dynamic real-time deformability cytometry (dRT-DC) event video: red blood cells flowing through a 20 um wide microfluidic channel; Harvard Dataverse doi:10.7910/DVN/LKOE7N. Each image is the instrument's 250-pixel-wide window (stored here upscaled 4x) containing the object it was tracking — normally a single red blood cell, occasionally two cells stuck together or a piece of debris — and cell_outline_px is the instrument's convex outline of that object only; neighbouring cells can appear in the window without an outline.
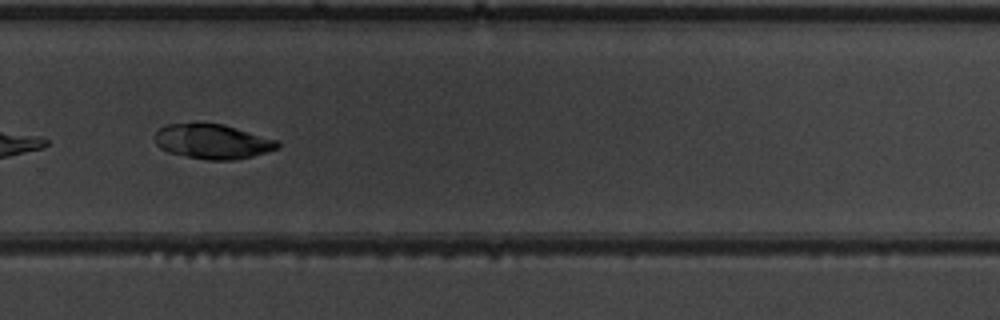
{"species": "common noctule bat (a hibernating species)", "species_latin": "Nyctalus noctula", "temperature_condition": "warm", "stored_images_in_passage": 51, "camera_frame_rate_fps": 3000, "um_per_image_px": 0.085, "animal": {"sex": "male", "body_mass_g": 19.5, "forearm_length_mm": 54.6}, "frame": {"image": 1, "passage_image": 37, "time_ms": 12.0, "image_size_px": [1000, 320], "cell_outline_px": [[280, 148], [252, 156], [232, 160], [208, 160], [168, 152], [160, 148], [156, 144], [152, 136], [156, 128], [164, 124], [196, 120], [200, 120], [224, 124], [276, 140], [280, 144]], "centroid_in_image_um": [17.96, 11.97], "position_along_channel_um": 311.8, "area_um2": 25.72}}